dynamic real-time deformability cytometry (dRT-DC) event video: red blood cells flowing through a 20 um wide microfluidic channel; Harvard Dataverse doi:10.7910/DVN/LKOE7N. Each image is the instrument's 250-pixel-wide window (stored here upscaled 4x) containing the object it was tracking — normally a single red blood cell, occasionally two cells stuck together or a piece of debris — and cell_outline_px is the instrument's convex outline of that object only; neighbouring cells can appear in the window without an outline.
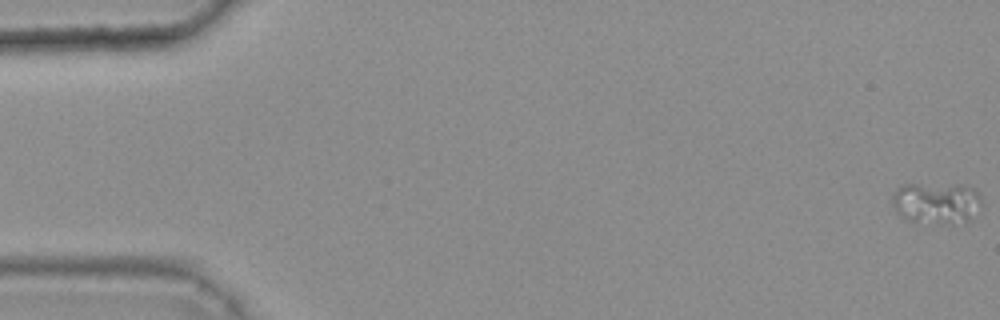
{"species": "common noctule bat (a hibernating species)", "species_latin": "Nyctalus noctula", "temperature_condition": "warm", "stored_images_in_passage": 15, "camera_frame_rate_fps": 3000, "um_per_image_px": 0.085, "animal": {"sex": "female", "body_mass_g": 25.1}, "frame": {"image": 1, "passage_image": 1, "time_ms": 0.0, "image_size_px": [1000, 320], "cell_outline_px": [[984, 204], [968, 220], [952, 224], [940, 224], [908, 220], [900, 216], [896, 212], [892, 204], [892, 196], [896, 188], [904, 184], [968, 184], [980, 196]], "centroid_in_image_um": [79.6, 17.24], "position_along_channel_um": 5.4, "area_um2": 22.08}}
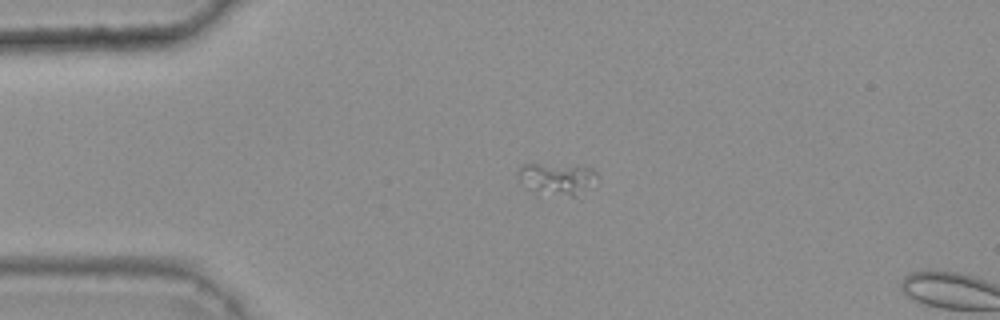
{"frame": {"image": 2, "passage_image": 13, "time_ms": 4.0, "image_size_px": [1000, 320], "cell_outline_px": [[596, 176], [576, 196], [572, 196], [536, 192], [520, 180], [516, 172], [524, 164], [536, 164], [592, 168], [596, 172]], "centroid_in_image_um": [47.26, 15.18], "position_along_channel_um": 37.7, "area_um2": 13.58}}